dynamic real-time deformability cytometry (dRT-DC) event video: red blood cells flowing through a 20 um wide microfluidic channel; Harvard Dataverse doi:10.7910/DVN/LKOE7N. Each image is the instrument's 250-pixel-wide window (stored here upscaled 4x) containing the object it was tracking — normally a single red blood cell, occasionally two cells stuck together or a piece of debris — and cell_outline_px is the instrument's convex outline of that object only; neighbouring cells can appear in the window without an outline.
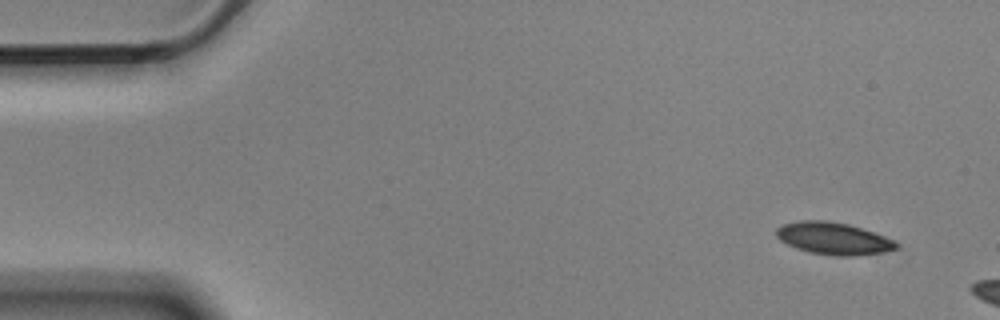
{"species": "Egyptian fruit bat (a non-hibernating species)", "species_latin": "Rousettus aegyptiacus", "temperature_condition": "cold", "stored_images_in_passage": 5, "camera_frame_rate_fps": 3000, "um_per_image_px": 0.085, "animal": {"sex": "male"}, "frame": {"image": 1, "passage_image": 1, "time_ms": 0.0, "image_size_px": [1000, 320], "cell_outline_px": [[896, 248], [884, 252], [856, 256], [836, 256], [808, 252], [796, 248], [780, 240], [776, 236], [776, 228], [784, 224], [800, 220], [824, 220], [848, 224], [884, 236], [892, 240], [896, 244]], "centroid_in_image_um": [70.79, 20.27], "position_along_channel_um": 14.2, "area_um2": 22.25}}